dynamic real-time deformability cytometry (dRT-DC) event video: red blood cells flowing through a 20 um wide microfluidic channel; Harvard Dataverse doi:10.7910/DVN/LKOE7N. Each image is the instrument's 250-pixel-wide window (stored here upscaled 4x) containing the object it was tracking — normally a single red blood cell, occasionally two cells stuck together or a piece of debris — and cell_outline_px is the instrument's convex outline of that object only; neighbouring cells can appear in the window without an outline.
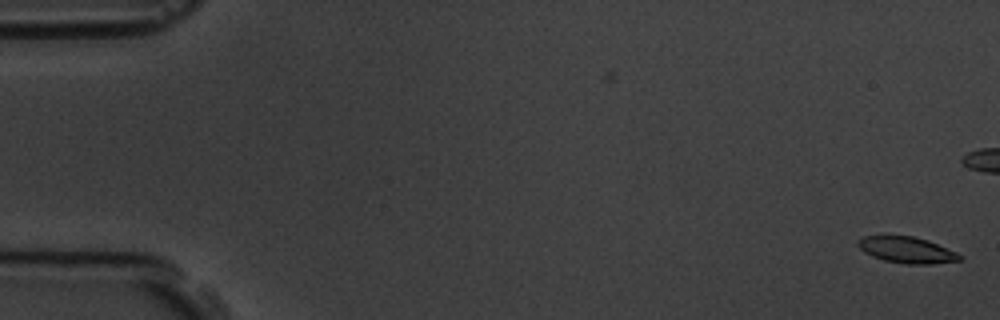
{"species": "common noctule bat (a hibernating species)", "species_latin": "Nyctalus noctula", "temperature_condition": "room temperature", "stored_images_in_passage": 2, "camera_frame_rate_fps": 3000, "um_per_image_px": 0.085, "animal": {"sex": "male", "body_mass_g": 19.5, "forearm_length_mm": 54.6}, "frame": {"image": 1, "passage_image": 2, "time_ms": 1.0, "image_size_px": [1000, 320], "cell_outline_px": [[964, 260], [932, 264], [908, 264], [884, 260], [872, 256], [864, 252], [856, 244], [856, 240], [864, 236], [912, 236], [928, 240], [956, 252], [964, 256]], "centroid_in_image_um": [77.1, 21.25], "position_along_channel_um": 7.9, "area_um2": 15.61}}